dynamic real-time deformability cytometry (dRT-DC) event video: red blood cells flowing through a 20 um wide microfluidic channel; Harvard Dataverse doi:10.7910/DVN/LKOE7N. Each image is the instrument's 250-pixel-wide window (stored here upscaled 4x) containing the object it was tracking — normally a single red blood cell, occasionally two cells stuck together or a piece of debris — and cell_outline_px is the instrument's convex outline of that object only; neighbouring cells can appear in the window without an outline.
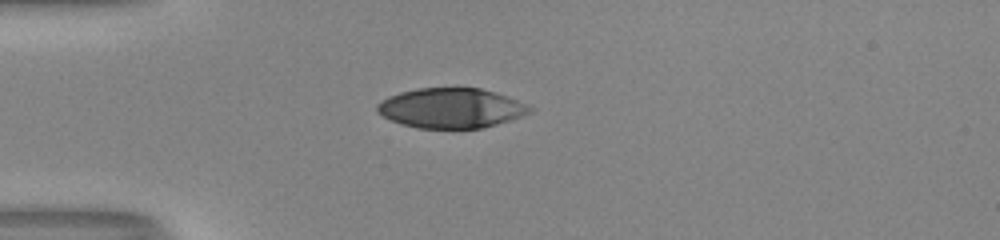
{"species": "human", "species_latin": "Homo sapiens", "temperature_condition": "room temperature", "stored_images_in_passage": 38, "camera_frame_rate_fps": 3000, "um_per_image_px": 0.085, "donor": {"sex": "male"}, "frame": {"image": 1, "passage_image": 1, "time_ms": 0.0, "image_size_px": [1000, 240], "cell_outline_px": [[536, 108], [532, 112], [496, 124], [480, 128], [416, 128], [400, 124], [376, 112], [376, 104], [380, 100], [388, 96], [400, 92], [416, 88], [480, 88], [496, 92], [528, 104]], "centroid_in_image_um": [38.33, 9.18], "position_along_channel_um": 46.7, "area_um2": 35.6}}
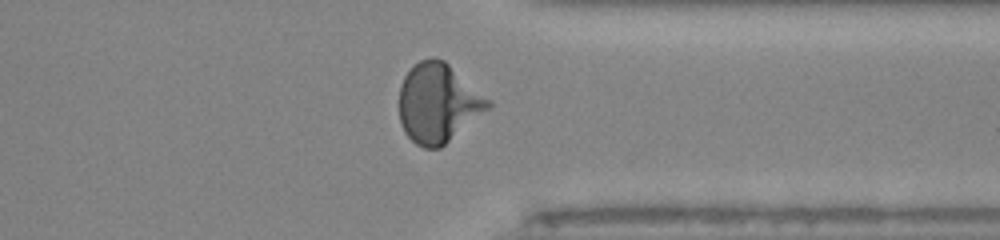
{"frame": {"image": 2, "passage_image": 27, "time_ms": 8.667, "image_size_px": [1000, 240], "cell_outline_px": [[492, 104], [488, 108], [440, 148], [424, 148], [416, 144], [404, 132], [400, 124], [400, 84], [404, 76], [420, 60], [432, 56], [444, 60], [492, 100]], "centroid_in_image_um": [37.23, 8.74], "position_along_channel_um": 374.2, "area_um2": 40.69}}
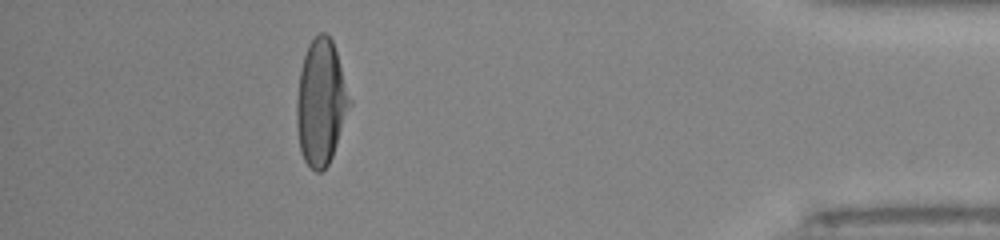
{"frame": {"image": 3, "passage_image": 33, "time_ms": 10.667, "image_size_px": [1000, 240], "cell_outline_px": [[352, 104], [332, 156], [328, 164], [320, 172], [316, 172], [304, 160], [300, 152], [296, 128], [296, 100], [300, 72], [304, 56], [308, 44], [320, 32], [324, 32], [332, 40], [352, 100]], "centroid_in_image_um": [27.28, 8.72], "position_along_channel_um": 407.9, "area_um2": 38.84}, "authors_computed_cell_mechanics": {"area_um2": 38.3503, "velocity_mm_per_s": 4.0627, "shape_relaxation_time_tau1_ms": 4.8439, "shape_relaxation_time_tau2_ms": null, "deformation_change_tau1": 0.2597, "deformation_change_tau2": null}}